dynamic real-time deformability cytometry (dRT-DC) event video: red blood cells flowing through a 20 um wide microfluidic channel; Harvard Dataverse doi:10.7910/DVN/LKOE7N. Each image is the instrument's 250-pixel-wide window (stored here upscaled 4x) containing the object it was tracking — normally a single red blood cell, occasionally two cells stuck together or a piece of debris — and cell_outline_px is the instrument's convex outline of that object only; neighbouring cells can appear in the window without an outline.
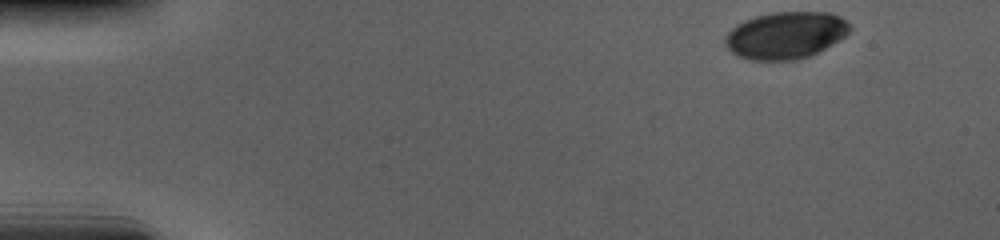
{"species": "human", "species_latin": "Homo sapiens", "temperature_condition": "cold", "stored_images_in_passage": 46, "camera_frame_rate_fps": 3000, "um_per_image_px": 0.085, "donor": {"sex": "male"}, "frame": {"image": 1, "passage_image": 1, "time_ms": 0.0, "image_size_px": [1000, 240], "cell_outline_px": [[852, 28], [844, 36], [832, 44], [808, 56], [796, 60], [748, 60], [732, 52], [724, 44], [724, 36], [736, 24], [744, 20], [756, 16], [772, 12], [832, 12], [840, 16]], "centroid_in_image_um": [66.75, 2.99], "position_along_channel_um": 18.3, "area_um2": 34.1}}
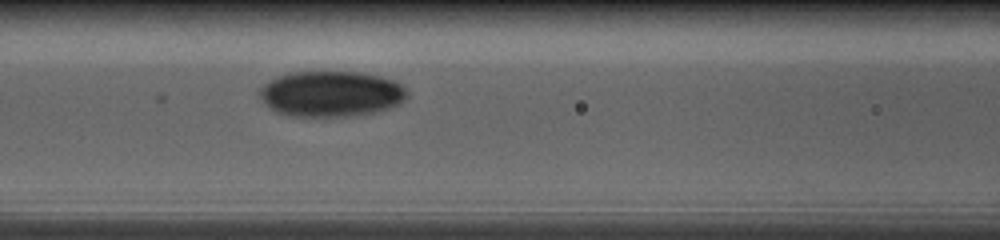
{"frame": {"image": 2, "passage_image": 20, "time_ms": 6.333, "image_size_px": [1000, 240], "cell_outline_px": [[408, 96], [404, 100], [380, 112], [356, 116], [288, 116], [276, 112], [264, 104], [256, 96], [256, 88], [276, 76], [288, 72], [320, 68], [364, 72], [396, 80], [404, 84], [408, 88]], "centroid_in_image_um": [28.09, 7.92], "position_along_channel_um": 138.5, "area_um2": 41.5}}
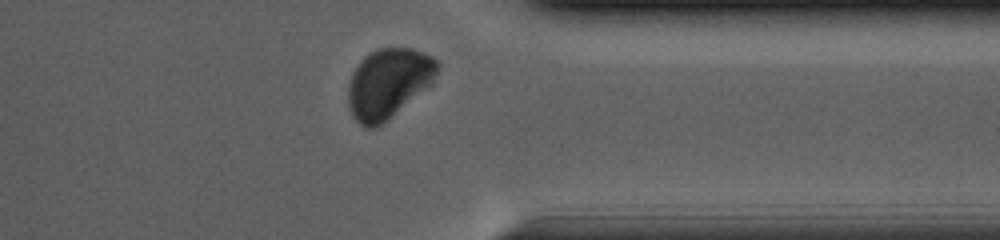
{"frame": {"image": 3, "passage_image": 40, "time_ms": 13.0, "image_size_px": [1000, 240], "cell_outline_px": [[440, 68], [432, 84], [388, 120], [376, 128], [364, 128], [352, 116], [348, 104], [348, 84], [352, 72], [360, 60], [364, 56], [376, 48], [412, 48], [424, 52], [432, 56], [440, 64]], "centroid_in_image_um": [33.02, 7.07], "position_along_channel_um": 378.4, "area_um2": 36.76}, "authors_computed_cell_mechanics": {"area_um2": 38.5526, "velocity_mm_per_s": 3.6669, "shape_relaxation_time_tau1_ms": 4.1569, "shape_relaxation_time_tau2_ms": 2.6697, "deformation_change_tau1": 0.129, "deformation_change_tau2": 0.0301}}